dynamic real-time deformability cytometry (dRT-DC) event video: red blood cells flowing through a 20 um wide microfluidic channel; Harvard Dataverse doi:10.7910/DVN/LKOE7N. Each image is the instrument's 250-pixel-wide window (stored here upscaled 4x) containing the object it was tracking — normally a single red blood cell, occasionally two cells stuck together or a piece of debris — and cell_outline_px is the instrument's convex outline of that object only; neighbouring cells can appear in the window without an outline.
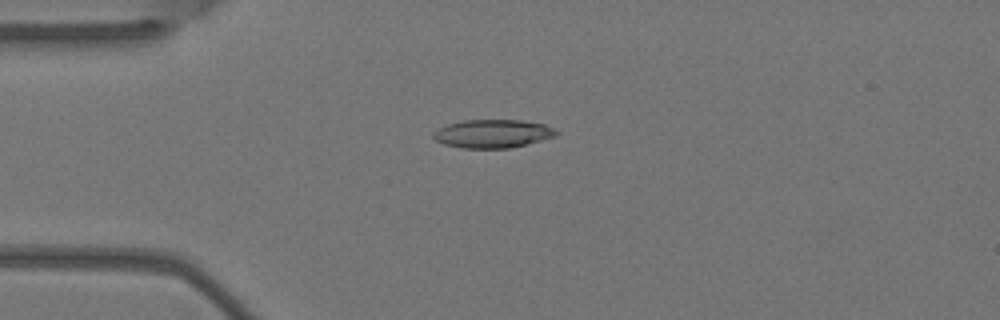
{"species": "Egyptian fruit bat (a non-hibernating species)", "species_latin": "Rousettus aegyptiacus", "temperature_condition": "warm", "stored_images_in_passage": 6, "camera_frame_rate_fps": 3000, "um_per_image_px": 0.085, "animal": {"sex": "female"}, "frame": {"image": 1, "passage_image": 6, "time_ms": 1.667, "image_size_px": [1000, 320], "cell_outline_px": [[560, 132], [556, 136], [512, 148], [460, 148], [444, 144], [436, 140], [432, 136], [432, 132], [448, 124], [464, 120], [520, 120], [544, 124]], "centroid_in_image_um": [41.88, 11.36], "position_along_channel_um": 43.1, "area_um2": 20.29}}